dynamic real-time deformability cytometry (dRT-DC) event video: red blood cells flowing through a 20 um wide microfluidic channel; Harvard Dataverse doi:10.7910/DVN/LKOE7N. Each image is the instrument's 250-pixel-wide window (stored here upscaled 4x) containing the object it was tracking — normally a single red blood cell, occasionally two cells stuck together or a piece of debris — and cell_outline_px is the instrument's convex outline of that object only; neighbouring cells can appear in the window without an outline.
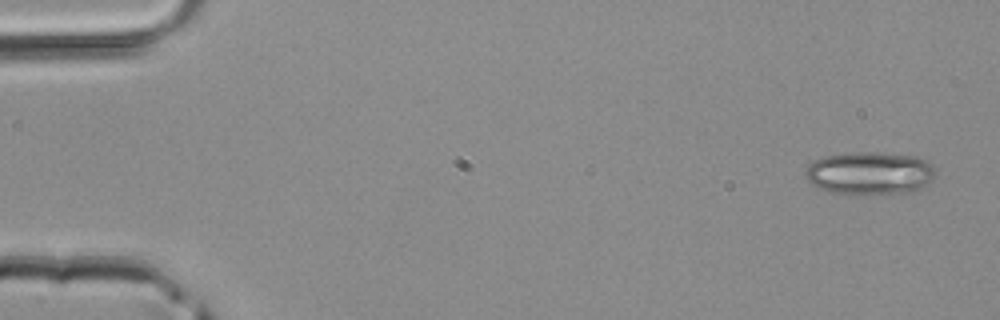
{"species": "common noctule bat (a hibernating species)", "species_latin": "Nyctalus noctula", "temperature_condition": "room temperature", "stored_images_in_passage": 4, "camera_frame_rate_fps": 3000, "um_per_image_px": 0.085, "animal": {"sex": "male", "body_mass_g": 20.4}, "frame": {"image": 1, "passage_image": 1, "time_ms": 0.0, "image_size_px": [1000, 320], "cell_outline_px": [[936, 176], [928, 184], [912, 192], [852, 196], [844, 196], [820, 188], [812, 184], [804, 176], [804, 172], [808, 164], [812, 160], [824, 156], [848, 152], [880, 152], [916, 156], [928, 160], [936, 168]], "centroid_in_image_um": [73.93, 14.73], "position_along_channel_um": 11.1, "area_um2": 33.7}}
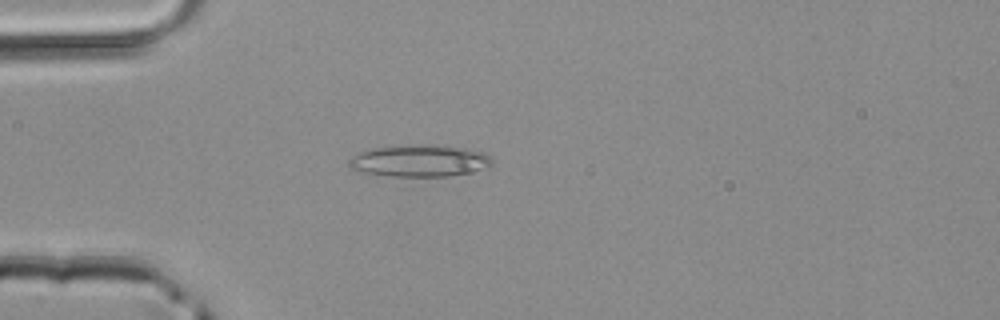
{"frame": {"image": 2, "passage_image": 4, "time_ms": 1.0, "image_size_px": [1000, 320], "cell_outline_px": [[492, 164], [488, 168], [472, 172], [452, 176], [392, 176], [364, 172], [352, 168], [348, 164], [348, 160], [356, 152], [376, 148], [408, 144], [432, 144], [468, 148], [484, 152], [492, 160]], "centroid_in_image_um": [35.7, 13.65], "position_along_channel_um": 49.3, "area_um2": 26.88}}